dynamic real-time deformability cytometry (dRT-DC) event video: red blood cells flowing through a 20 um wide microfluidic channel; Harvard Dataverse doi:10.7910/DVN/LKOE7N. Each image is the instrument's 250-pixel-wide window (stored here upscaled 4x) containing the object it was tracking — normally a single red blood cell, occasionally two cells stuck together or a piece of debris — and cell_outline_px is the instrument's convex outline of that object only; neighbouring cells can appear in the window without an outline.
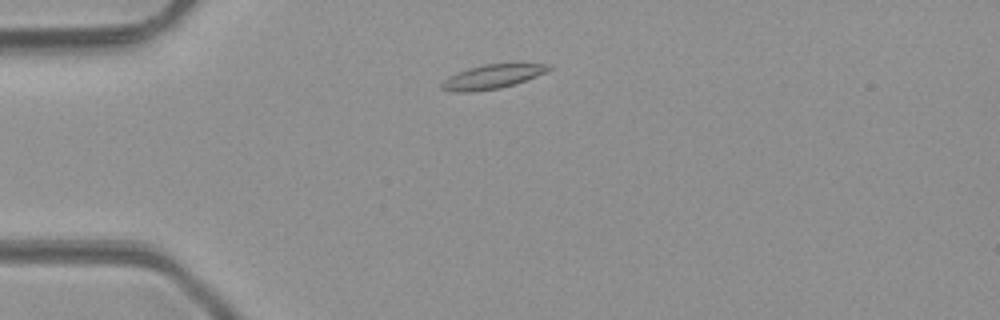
{"species": "common noctule bat (a hibernating species)", "species_latin": "Nyctalus noctula", "temperature_condition": "room temperature", "stored_images_in_passage": 37, "camera_frame_rate_fps": 3000, "um_per_image_px": 0.085, "animal": {"sex": "male", "body_mass_g": 23.1, "forearm_length_mm": 52.7}, "frame": {"image": 1, "passage_image": 1, "time_ms": 0.0, "image_size_px": [1000, 320], "cell_outline_px": [[552, 68], [548, 72], [516, 84], [500, 88], [468, 92], [452, 92], [440, 88], [440, 84], [448, 76], [456, 72], [468, 68], [484, 64], [548, 64]], "centroid_in_image_um": [41.82, 6.52], "position_along_channel_um": 43.2, "area_um2": 15.14}}
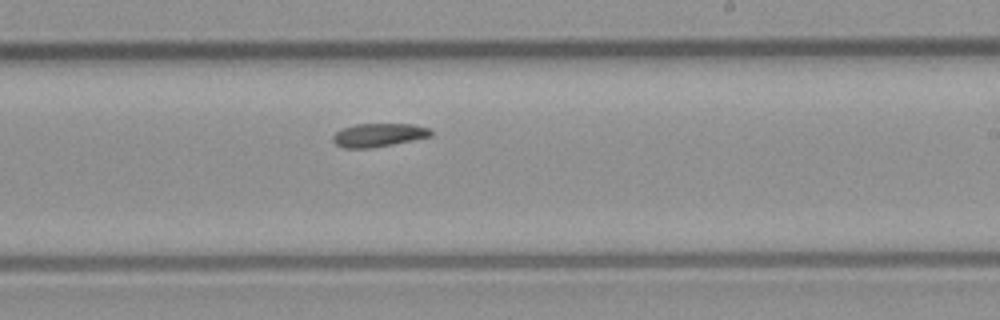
{"frame": {"image": 2, "passage_image": 18, "time_ms": 5.667, "image_size_px": [1000, 320], "cell_outline_px": [[432, 136], [372, 148], [344, 148], [336, 144], [332, 140], [332, 136], [340, 128], [356, 124], [412, 124], [428, 128], [432, 132]], "centroid_in_image_um": [32.14, 11.47], "position_along_channel_um": 256.9, "area_um2": 13.35}}
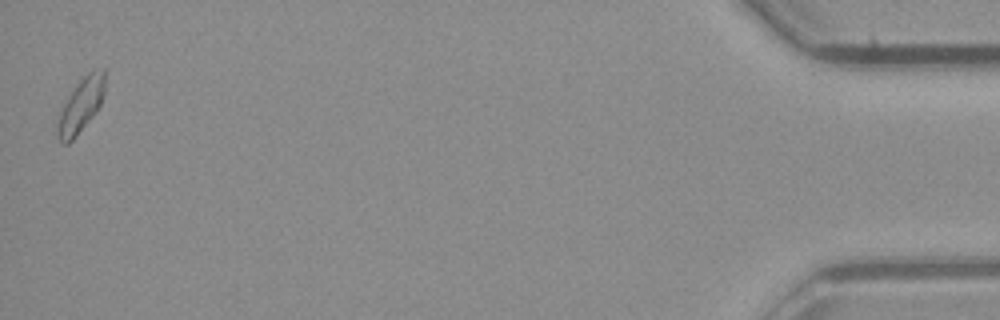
{"frame": {"image": 3, "passage_image": 37, "time_ms": 12.0, "image_size_px": [1000, 320], "cell_outline_px": [[108, 68], [104, 92], [100, 104], [92, 116], [76, 136], [68, 144], [64, 144], [56, 136], [56, 128], [60, 112], [68, 96], [76, 84], [92, 68]], "centroid_in_image_um": [6.91, 8.88], "position_along_channel_um": 428.3, "area_um2": 15.09}, "authors_computed_cell_mechanics": {"area_um2": 14.1032, "velocity_mm_per_s": 4.2313, "shape_relaxation_time_tau1_ms": 3.5935, "shape_relaxation_time_tau2_ms": null, "deformation_change_tau1": 0.1137, "deformation_change_tau2": null}}